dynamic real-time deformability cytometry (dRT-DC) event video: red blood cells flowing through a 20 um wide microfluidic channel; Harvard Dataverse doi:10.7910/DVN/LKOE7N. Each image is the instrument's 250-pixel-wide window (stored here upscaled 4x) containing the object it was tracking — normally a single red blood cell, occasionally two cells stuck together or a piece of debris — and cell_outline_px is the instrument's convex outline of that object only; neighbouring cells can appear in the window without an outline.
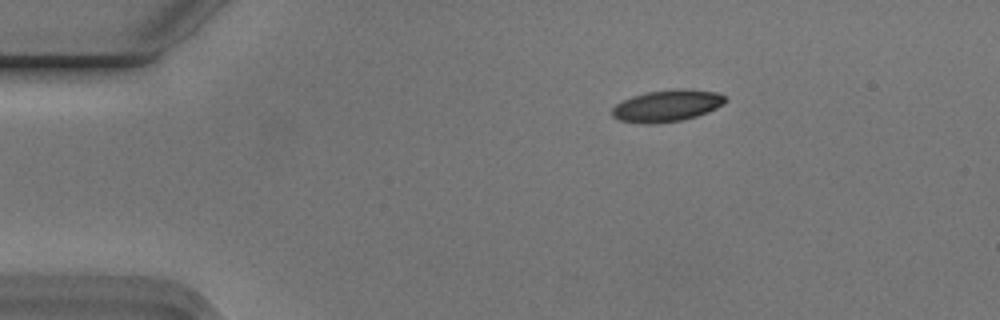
{"species": "Egyptian fruit bat (a non-hibernating species)", "species_latin": "Rousettus aegyptiacus", "temperature_condition": "cold", "stored_images_in_passage": 4, "camera_frame_rate_fps": 3000, "um_per_image_px": 0.085, "animal": {"sex": "male"}, "frame": {"image": 1, "passage_image": 2, "time_ms": 0.333, "image_size_px": [1000, 320], "cell_outline_px": [[728, 100], [724, 104], [708, 112], [684, 120], [652, 124], [644, 124], [620, 120], [612, 116], [612, 108], [616, 104], [632, 96], [644, 92], [676, 88], [688, 88], [716, 92], [724, 96]], "centroid_in_image_um": [56.71, 8.98], "position_along_channel_um": 28.3, "area_um2": 21.21}}
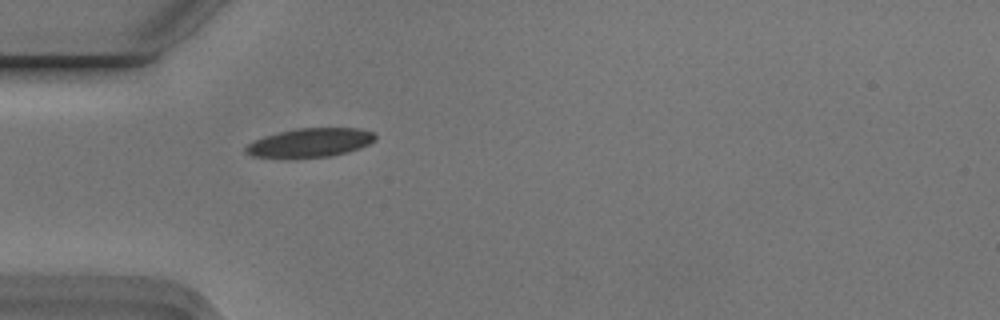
{"frame": {"image": 2, "passage_image": 4, "time_ms": 1.0, "image_size_px": [1000, 320], "cell_outline_px": [[376, 140], [360, 148], [348, 152], [328, 156], [252, 156], [244, 152], [244, 148], [248, 144], [264, 136], [280, 132], [300, 128], [360, 128], [372, 132], [376, 136]], "centroid_in_image_um": [26.41, 12.1], "position_along_channel_um": 58.6, "area_um2": 21.15}}